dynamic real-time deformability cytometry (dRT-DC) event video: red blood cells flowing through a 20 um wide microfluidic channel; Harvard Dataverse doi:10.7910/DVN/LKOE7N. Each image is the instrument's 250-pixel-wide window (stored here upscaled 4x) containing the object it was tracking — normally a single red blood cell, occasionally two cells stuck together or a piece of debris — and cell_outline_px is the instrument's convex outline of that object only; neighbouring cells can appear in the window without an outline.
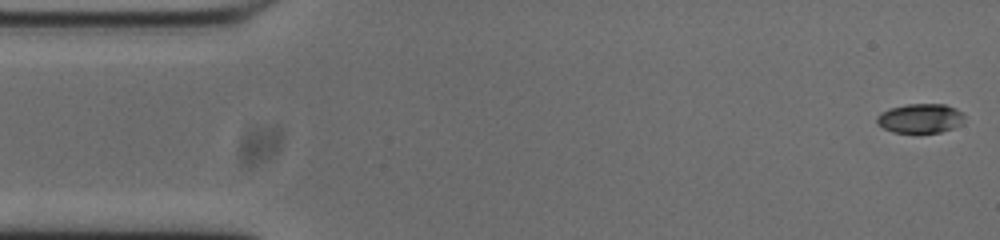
{"species": "common noctule bat (a hibernating species)", "species_latin": "Nyctalus noctula", "temperature_condition": "cold", "stored_images_in_passage": 53, "camera_frame_rate_fps": 3000, "um_per_image_px": 0.085, "animal": {"sex": "male", "body_mass_g": 20.0, "forearm_length_mm": 53.3}, "frame": {"image": 1, "passage_image": 1, "time_ms": 0.0, "image_size_px": [1000, 240], "cell_outline_px": [[964, 124], [940, 132], [892, 132], [876, 124], [876, 116], [880, 112], [888, 108], [908, 104], [944, 104], [956, 108], [964, 116]], "centroid_in_image_um": [78.2, 10.05], "position_along_channel_um": 6.8, "area_um2": 15.09}}
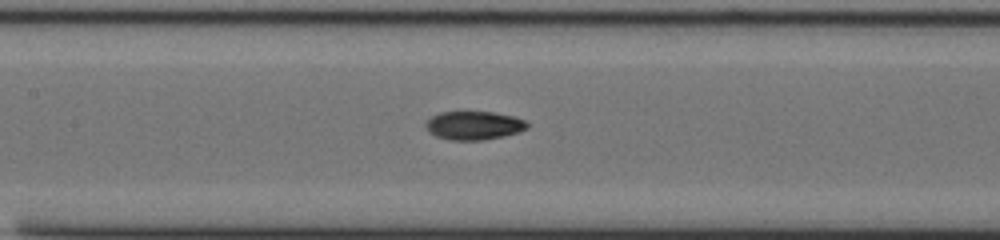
{"frame": {"image": 2, "passage_image": 23, "time_ms": 7.333, "image_size_px": [1000, 240], "cell_outline_px": [[528, 128], [520, 132], [504, 136], [484, 140], [448, 140], [436, 136], [428, 132], [424, 128], [424, 124], [432, 116], [440, 112], [492, 112], [516, 116], [524, 120], [528, 124]], "centroid_in_image_um": [40.28, 10.67], "position_along_channel_um": 167.1, "area_um2": 17.11}}
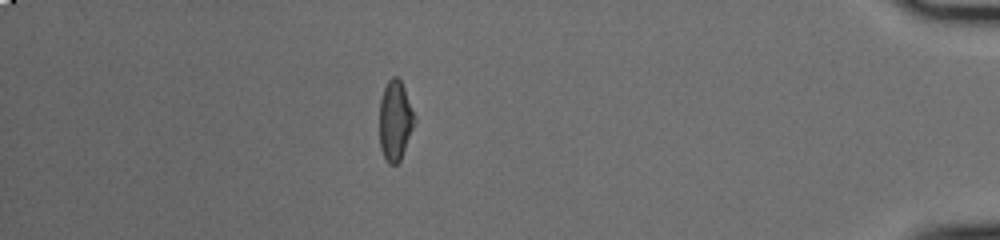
{"frame": {"image": 3, "passage_image": 46, "time_ms": 15.0, "image_size_px": [1000, 240], "cell_outline_px": [[416, 120], [400, 160], [396, 164], [388, 164], [380, 148], [380, 100], [384, 88], [388, 80], [392, 76], [396, 76], [400, 80], [404, 88], [416, 116]], "centroid_in_image_um": [33.59, 10.24], "position_along_channel_um": 401.6, "area_um2": 16.24}, "authors_computed_cell_mechanics": {"area_um2": 16.762, "velocity_mm_per_s": 3.7784, "shape_relaxation_time_tau1_ms": 3.7746, "shape_relaxation_time_tau2_ms": 10.8074, "deformation_change_tau1": 0.1768, "deformation_change_tau2": 0.1059}}